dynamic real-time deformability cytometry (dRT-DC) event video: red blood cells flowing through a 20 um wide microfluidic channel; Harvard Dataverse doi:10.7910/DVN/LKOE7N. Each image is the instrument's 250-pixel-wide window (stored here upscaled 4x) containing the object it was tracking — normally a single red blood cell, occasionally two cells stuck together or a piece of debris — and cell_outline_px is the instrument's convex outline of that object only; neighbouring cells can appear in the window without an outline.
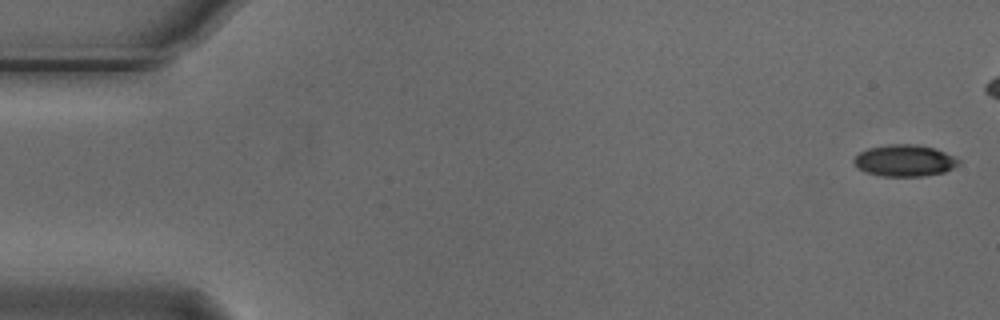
{"species": "Egyptian fruit bat (a non-hibernating species)", "species_latin": "Rousettus aegyptiacus", "temperature_condition": "cold", "stored_images_in_passage": 2, "camera_frame_rate_fps": 3000, "um_per_image_px": 0.085, "animal": {"sex": "male"}, "frame": {"image": 1, "passage_image": 1, "time_ms": 0.0, "image_size_px": [1000, 320], "cell_outline_px": [[960, 164], [944, 172], [924, 176], [884, 176], [864, 172], [852, 160], [860, 152], [868, 148], [888, 144], [916, 144], [932, 148], [956, 156], [960, 160]], "centroid_in_image_um": [76.91, 13.65], "position_along_channel_um": 8.1, "area_um2": 19.25}}